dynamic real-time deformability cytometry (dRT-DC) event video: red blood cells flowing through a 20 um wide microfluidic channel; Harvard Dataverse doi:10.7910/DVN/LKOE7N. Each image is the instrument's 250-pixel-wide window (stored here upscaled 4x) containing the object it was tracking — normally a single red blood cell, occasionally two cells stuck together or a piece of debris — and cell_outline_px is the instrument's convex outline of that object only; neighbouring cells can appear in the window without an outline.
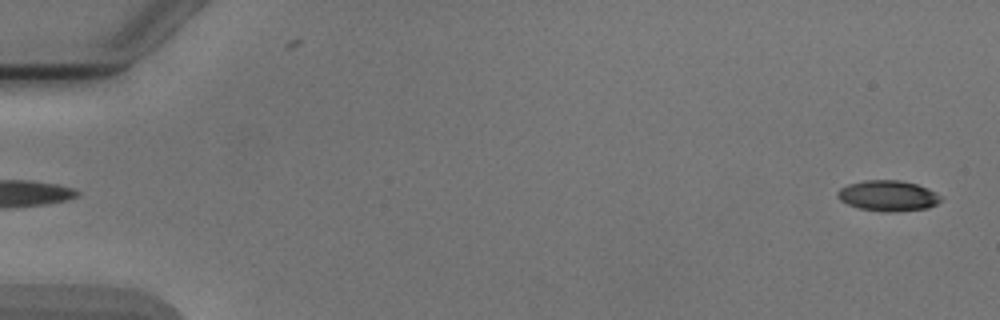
{"species": "Egyptian fruit bat (a non-hibernating species)", "species_latin": "Rousettus aegyptiacus", "temperature_condition": "cold", "stored_images_in_passage": 6, "camera_frame_rate_fps": 3000, "um_per_image_px": 0.085, "animal": {"sex": "male"}, "frame": {"image": 1, "passage_image": 6, "time_ms": 6.0, "image_size_px": [1000, 320], "cell_outline_px": [[940, 200], [936, 204], [928, 208], [884, 212], [860, 208], [848, 204], [840, 200], [836, 196], [836, 192], [840, 188], [848, 184], [864, 180], [900, 180], [916, 184], [928, 188], [936, 192], [940, 196]], "centroid_in_image_um": [75.45, 16.62], "position_along_channel_um": 9.5, "area_um2": 18.32}}